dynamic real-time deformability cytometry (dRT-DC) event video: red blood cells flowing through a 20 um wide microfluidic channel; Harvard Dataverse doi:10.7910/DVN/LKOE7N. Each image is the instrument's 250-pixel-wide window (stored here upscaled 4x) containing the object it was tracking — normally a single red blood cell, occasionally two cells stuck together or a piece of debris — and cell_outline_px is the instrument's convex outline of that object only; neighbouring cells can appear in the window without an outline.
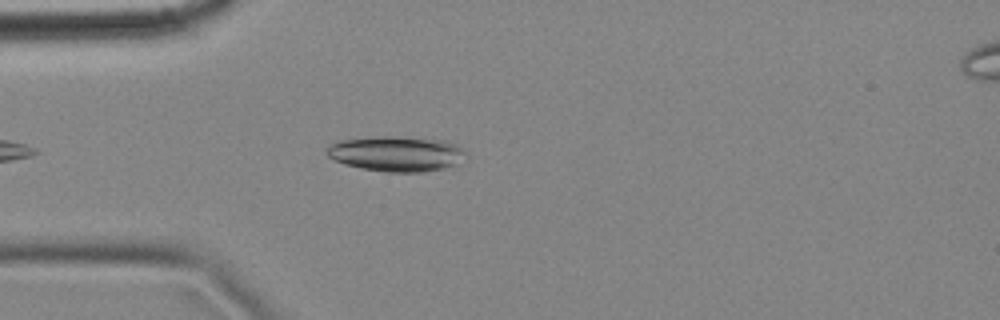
{"species": "common noctule bat (a hibernating species)", "species_latin": "Nyctalus noctula", "temperature_condition": "cold", "stored_images_in_passage": 1, "camera_frame_rate_fps": 3000, "um_per_image_px": 0.085, "animal": {"sex": "female", "body_mass_g": 18.4}, "frame": {"image": 1, "passage_image": 1, "time_ms": 0.0, "image_size_px": [1000, 320], "cell_outline_px": [[468, 156], [456, 164], [444, 168], [424, 172], [384, 172], [360, 168], [344, 164], [328, 156], [328, 148], [332, 144], [340, 140], [376, 136], [392, 136], [448, 140], [456, 144], [468, 152]], "centroid_in_image_um": [33.76, 13.06], "position_along_channel_um": 51.2, "area_um2": 28.78}}